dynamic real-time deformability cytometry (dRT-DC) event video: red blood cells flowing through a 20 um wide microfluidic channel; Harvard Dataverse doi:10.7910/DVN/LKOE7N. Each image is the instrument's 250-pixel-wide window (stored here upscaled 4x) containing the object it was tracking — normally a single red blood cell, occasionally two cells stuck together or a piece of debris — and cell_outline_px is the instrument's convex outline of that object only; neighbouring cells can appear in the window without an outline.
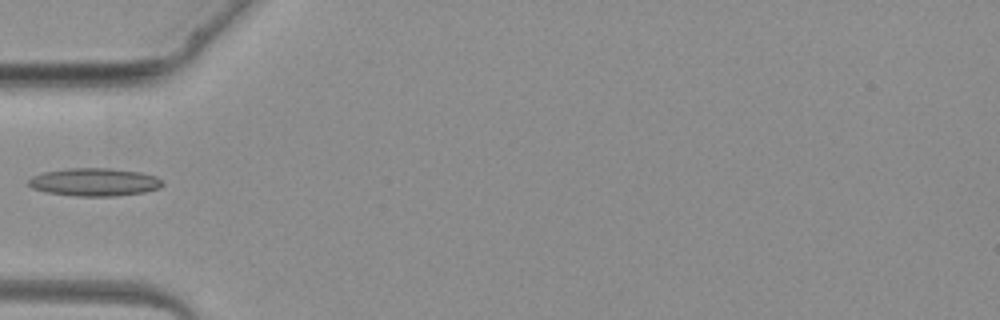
{"species": "common noctule bat (a hibernating species)", "species_latin": "Nyctalus noctula", "temperature_condition": "warm", "stored_images_in_passage": 4, "camera_frame_rate_fps": 3000, "um_per_image_px": 0.085, "animal": {"sex": "female", "body_mass_g": 19.3, "forearm_length_mm": 54.1}, "frame": {"image": 1, "passage_image": 4, "time_ms": 3.667, "image_size_px": [1000, 320], "cell_outline_px": [[164, 184], [160, 188], [144, 192], [116, 196], [76, 196], [44, 192], [32, 188], [28, 184], [28, 180], [32, 176], [44, 172], [68, 168], [112, 168], [140, 172], [156, 176]], "centroid_in_image_um": [8.02, 15.48], "position_along_channel_um": 77.0, "area_um2": 21.91}}